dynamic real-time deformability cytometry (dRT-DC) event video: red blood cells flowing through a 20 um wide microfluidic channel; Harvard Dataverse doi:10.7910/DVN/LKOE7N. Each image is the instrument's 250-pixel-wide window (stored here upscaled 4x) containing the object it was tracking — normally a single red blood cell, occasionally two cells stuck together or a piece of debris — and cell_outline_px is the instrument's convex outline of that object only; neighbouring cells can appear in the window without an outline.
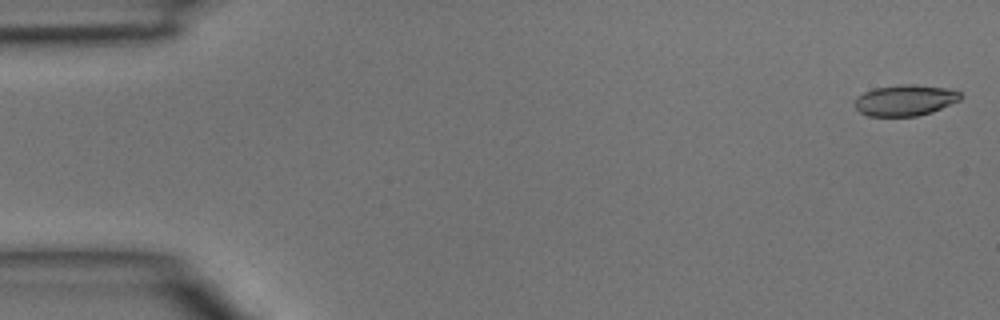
{"species": "common noctule bat (a hibernating species)", "species_latin": "Nyctalus noctula", "temperature_condition": "room temperature", "stored_images_in_passage": 13, "camera_frame_rate_fps": 3000, "um_per_image_px": 0.085, "animal": {"sex": "male", "body_mass_g": 15.6}, "frame": {"image": 1, "passage_image": 1, "time_ms": 0.0, "image_size_px": [1000, 320], "cell_outline_px": [[964, 96], [960, 100], [932, 112], [916, 116], [868, 116], [860, 112], [856, 108], [856, 96], [872, 88], [900, 84], [916, 84], [956, 88]], "centroid_in_image_um": [76.99, 8.49], "position_along_channel_um": 8.0, "area_um2": 19.54}}
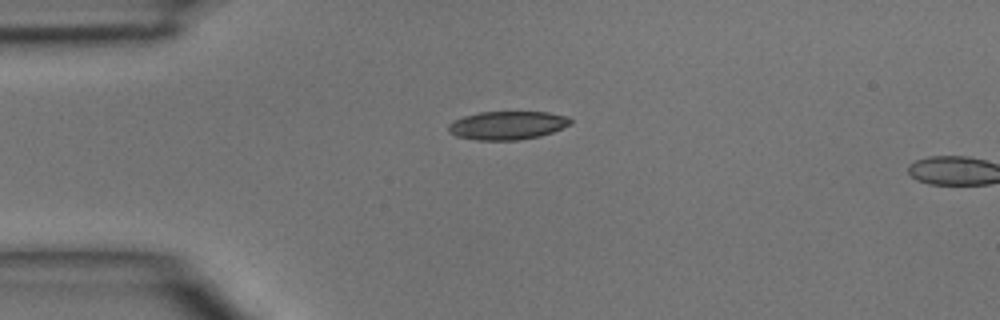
{"frame": {"image": 2, "passage_image": 11, "time_ms": 3.333, "image_size_px": [1000, 320], "cell_outline_px": [[572, 124], [552, 132], [540, 136], [520, 140], [476, 140], [456, 136], [448, 132], [448, 124], [452, 120], [464, 116], [480, 112], [548, 112], [568, 116], [572, 120]], "centroid_in_image_um": [43.12, 10.65], "position_along_channel_um": 41.9, "area_um2": 20.4}}